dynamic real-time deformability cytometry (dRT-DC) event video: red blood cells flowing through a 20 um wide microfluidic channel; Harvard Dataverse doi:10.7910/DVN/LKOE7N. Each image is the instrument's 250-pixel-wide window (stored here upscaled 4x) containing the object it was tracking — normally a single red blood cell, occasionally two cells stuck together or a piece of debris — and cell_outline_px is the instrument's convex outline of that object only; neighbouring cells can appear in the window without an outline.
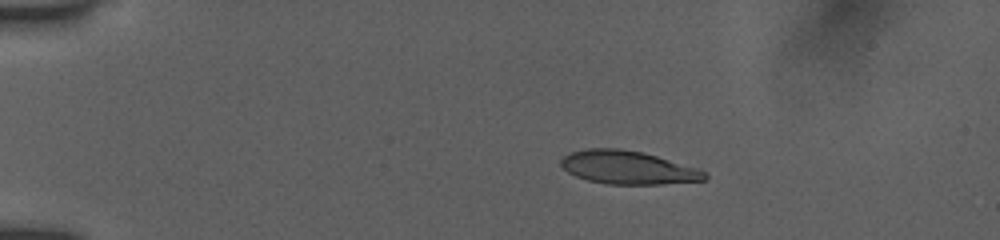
{"species": "human", "species_latin": "Homo sapiens", "temperature_condition": "room temperature", "stored_images_in_passage": 42, "camera_frame_rate_fps": 3000, "um_per_image_px": 0.085, "donor": {"sex": "female"}, "frame": {"image": 1, "passage_image": 4, "time_ms": 1.0, "image_size_px": [1000, 240], "cell_outline_px": [[708, 180], [664, 184], [604, 184], [588, 180], [576, 176], [568, 172], [560, 164], [560, 160], [564, 156], [572, 152], [588, 148], [620, 148], [644, 152], [700, 168], [708, 176]], "centroid_in_image_um": [53.42, 14.24], "position_along_channel_um": 31.6, "area_um2": 28.15}}
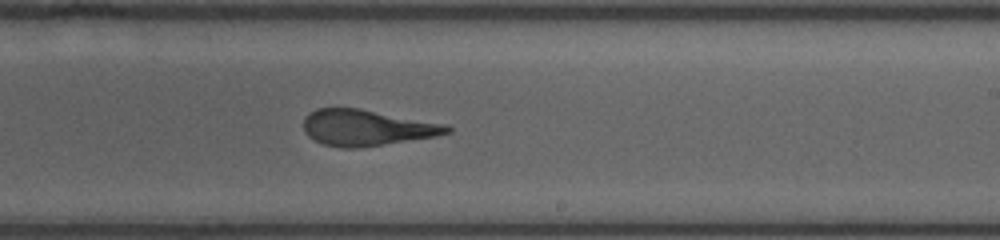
{"frame": {"image": 2, "passage_image": 24, "time_ms": 7.667, "image_size_px": [1000, 240], "cell_outline_px": [[452, 132], [436, 136], [384, 144], [356, 148], [340, 148], [324, 144], [308, 136], [304, 132], [304, 116], [308, 112], [316, 108], [360, 108], [448, 124], [452, 128]], "centroid_in_image_um": [31.17, 10.84], "position_along_channel_um": 257.8, "area_um2": 30.29}}
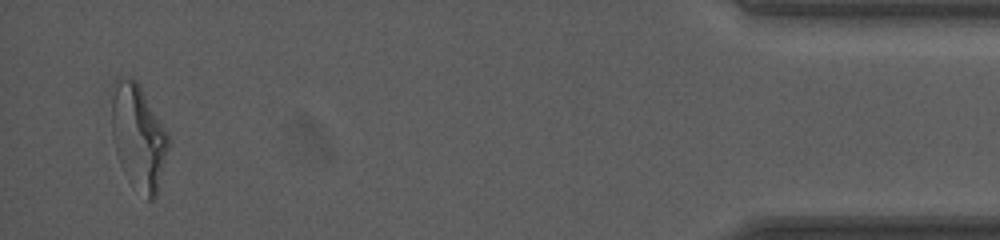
{"frame": {"image": 3, "passage_image": 41, "time_ms": 13.333, "image_size_px": [1000, 240], "cell_outline_px": [[168, 148], [156, 196], [152, 200], [148, 200], [112, 136], [108, 88], [120, 80], [128, 76], [136, 80], [140, 84], [168, 132]], "centroid_in_image_um": [11.78, 11.34], "position_along_channel_um": 423.4, "area_um2": 32.83}, "authors_computed_cell_mechanics": {"area_um2": 31.0964, "velocity_mm_per_s": 3.9326, "shape_relaxation_time_tau1_ms": 4.5631, "shape_relaxation_time_tau2_ms": 1.443, "deformation_change_tau1": 0.1961, "deformation_change_tau2": 0.1124}}